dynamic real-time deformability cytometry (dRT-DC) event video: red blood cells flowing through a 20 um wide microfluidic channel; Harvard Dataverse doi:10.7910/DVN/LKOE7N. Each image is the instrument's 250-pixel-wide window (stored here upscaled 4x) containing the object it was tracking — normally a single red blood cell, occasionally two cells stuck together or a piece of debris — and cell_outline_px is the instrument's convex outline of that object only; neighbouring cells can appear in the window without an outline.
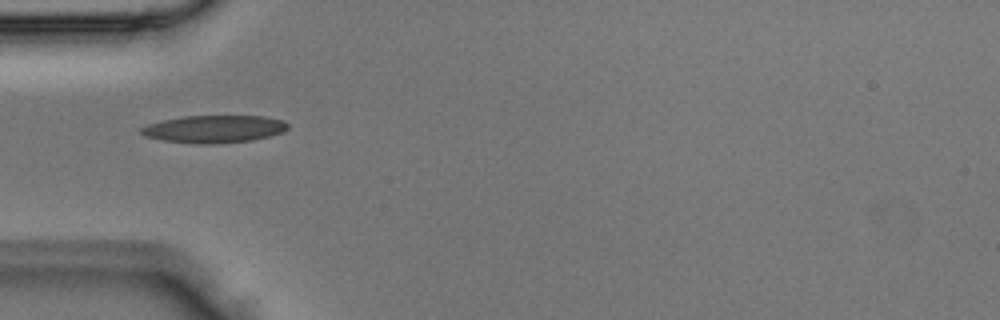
{"species": "Egyptian fruit bat (a non-hibernating species)", "species_latin": "Rousettus aegyptiacus", "temperature_condition": "room temperature", "stored_images_in_passage": 2, "camera_frame_rate_fps": 3000, "um_per_image_px": 0.085, "animal": {"sex": "male"}, "frame": {"image": 1, "passage_image": 1, "time_ms": 0.0, "image_size_px": [1000, 320], "cell_outline_px": [[288, 128], [284, 132], [252, 140], [212, 144], [196, 144], [164, 140], [144, 136], [140, 132], [140, 128], [148, 124], [164, 120], [184, 116], [264, 116], [280, 120], [288, 124]], "centroid_in_image_um": [18.19, 10.97], "position_along_channel_um": 66.8, "area_um2": 23.35}}